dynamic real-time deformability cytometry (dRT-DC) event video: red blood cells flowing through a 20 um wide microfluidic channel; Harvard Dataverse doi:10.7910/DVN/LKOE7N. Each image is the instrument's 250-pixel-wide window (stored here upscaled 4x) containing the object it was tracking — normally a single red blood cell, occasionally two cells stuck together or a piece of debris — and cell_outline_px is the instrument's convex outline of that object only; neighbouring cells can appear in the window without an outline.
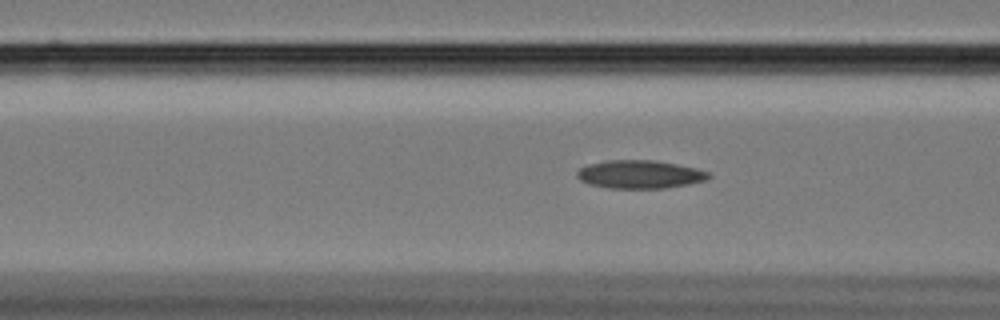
{"species": "Egyptian fruit bat (a non-hibernating species)", "species_latin": "Rousettus aegyptiacus", "temperature_condition": "cold", "stored_images_in_passage": 53, "camera_frame_rate_fps": 3000, "um_per_image_px": 0.085, "animal": {"sex": "female"}, "frame": {"image": 1, "passage_image": 17, "time_ms": 5.333, "image_size_px": [1000, 320], "cell_outline_px": [[712, 176], [704, 180], [688, 184], [664, 188], [608, 188], [588, 184], [580, 180], [576, 176], [576, 172], [580, 168], [588, 164], [604, 160], [652, 160], [676, 164], [696, 168], [708, 172]], "centroid_in_image_um": [54.33, 14.82], "position_along_channel_um": 112.3, "area_um2": 21.62}}
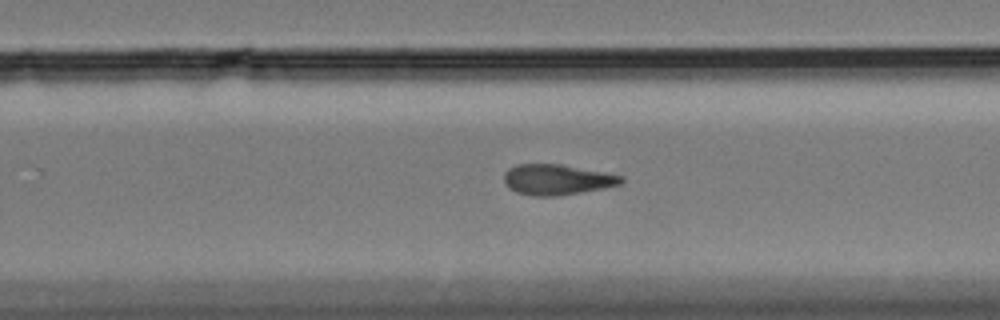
{"frame": {"image": 2, "passage_image": 32, "time_ms": 10.333, "image_size_px": [1000, 320], "cell_outline_px": [[624, 180], [620, 184], [560, 196], [532, 196], [516, 192], [504, 180], [504, 172], [508, 168], [516, 164], [560, 164], [624, 176]], "centroid_in_image_um": [47.32, 15.26], "position_along_channel_um": 282.5, "area_um2": 20.58}}
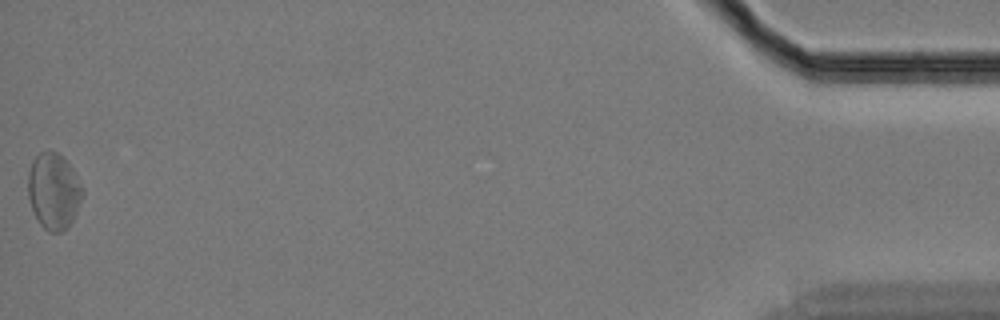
{"frame": {"image": 3, "passage_image": 53, "time_ms": 17.333, "image_size_px": [1000, 320], "cell_outline_px": [[84, 192], [76, 212], [72, 220], [60, 232], [48, 232], [40, 224], [32, 208], [28, 196], [28, 172], [32, 160], [40, 152], [56, 152], [72, 168], [84, 188]], "centroid_in_image_um": [4.55, 16.24], "position_along_channel_um": 430.6, "area_um2": 23.81}, "authors_computed_cell_mechanics": {"area_um2": 21.7328, "velocity_mm_per_s": 3.4048, "shape_relaxation_time_tau1_ms": null, "shape_relaxation_time_tau2_ms": 6.4932, "deformation_change_tau1": null, "deformation_change_tau2": 0.142}}